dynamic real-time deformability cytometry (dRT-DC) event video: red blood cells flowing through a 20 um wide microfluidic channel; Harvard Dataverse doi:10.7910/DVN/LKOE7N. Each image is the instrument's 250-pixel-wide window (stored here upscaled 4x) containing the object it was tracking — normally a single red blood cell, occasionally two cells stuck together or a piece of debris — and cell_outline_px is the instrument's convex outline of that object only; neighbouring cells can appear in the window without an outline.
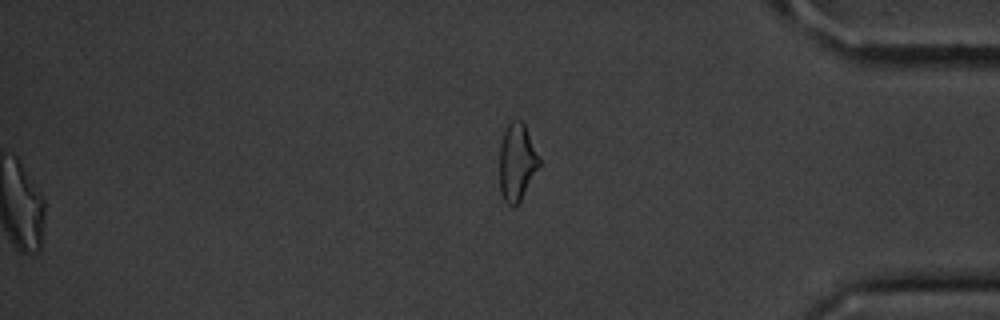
{"species": "common noctule bat (a hibernating species)", "species_latin": "Nyctalus noctula", "temperature_condition": "cold", "stored_images_in_passage": 56, "segment_of_instrument_passage": [2, 2], "camera_frame_rate_fps": 3000, "um_per_image_px": 0.085, "animal": {"sex": "male", "body_mass_g": 20.1, "forearm_length_mm": 53.5}, "frame": {"image": 1, "passage_image": 56, "time_ms": 18.333, "image_size_px": [1000, 320], "cell_outline_px": [[540, 164], [520, 200], [512, 208], [504, 200], [500, 192], [500, 144], [504, 132], [508, 124], [512, 120], [520, 120], [524, 124], [540, 156]], "centroid_in_image_um": [43.93, 13.77], "position_along_channel_um": 391.3, "area_um2": 17.69}}